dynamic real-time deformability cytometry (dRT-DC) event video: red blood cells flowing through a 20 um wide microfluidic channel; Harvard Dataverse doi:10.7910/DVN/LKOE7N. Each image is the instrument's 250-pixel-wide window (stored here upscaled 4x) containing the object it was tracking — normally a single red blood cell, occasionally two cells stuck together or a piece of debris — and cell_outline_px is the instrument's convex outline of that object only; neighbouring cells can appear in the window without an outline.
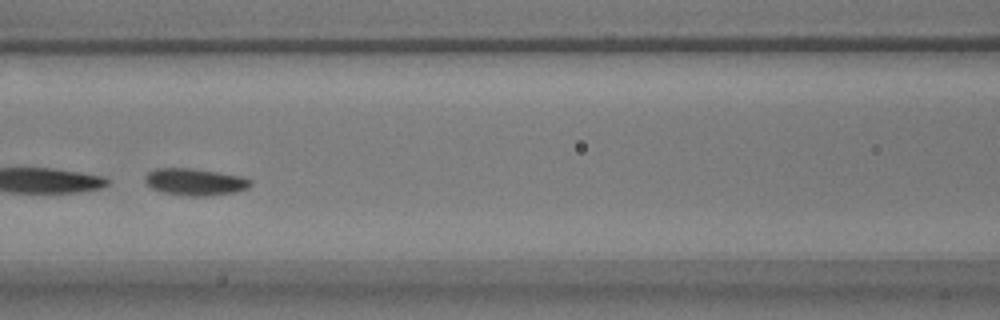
{"species": "common noctule bat (a hibernating species)", "species_latin": "Nyctalus noctula", "temperature_condition": "warm", "stored_images_in_passage": 52, "segment_of_instrument_passage": [2, 2], "camera_frame_rate_fps": 3000, "um_per_image_px": 0.085, "animal": {"sex": "male", "body_mass_g": 17.9}, "frame": {"image": 1, "passage_image": 21, "time_ms": 6.667, "image_size_px": [1000, 320], "cell_outline_px": [[252, 184], [248, 188], [236, 192], [204, 196], [188, 196], [164, 192], [152, 188], [144, 180], [144, 176], [148, 172], [156, 168], [192, 168], [240, 176], [252, 180]], "centroid_in_image_um": [16.58, 15.46], "position_along_channel_um": 150.0, "area_um2": 16.47}}